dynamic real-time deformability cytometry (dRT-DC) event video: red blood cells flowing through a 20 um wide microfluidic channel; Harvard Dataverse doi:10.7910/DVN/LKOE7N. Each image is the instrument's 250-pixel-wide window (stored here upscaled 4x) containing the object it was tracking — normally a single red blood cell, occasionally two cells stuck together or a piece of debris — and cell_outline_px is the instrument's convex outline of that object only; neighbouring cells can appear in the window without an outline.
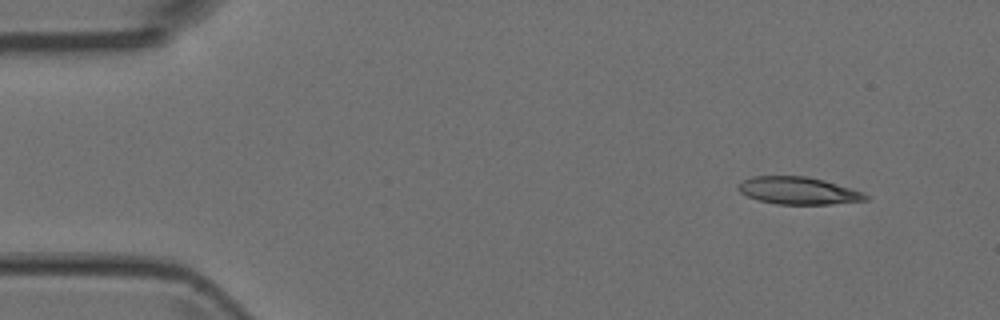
{"species": "Egyptian fruit bat (a non-hibernating species)", "species_latin": "Rousettus aegyptiacus", "temperature_condition": "room temperature", "stored_images_in_passage": 4, "camera_frame_rate_fps": 3000, "um_per_image_px": 0.085, "animal": {"sex": "female"}, "frame": {"image": 1, "passage_image": 1, "time_ms": 0.0, "image_size_px": [1000, 320], "cell_outline_px": [[872, 200], [832, 204], [776, 204], [760, 200], [748, 196], [740, 192], [736, 188], [744, 180], [752, 176], [804, 176], [824, 180], [864, 192]], "centroid_in_image_um": [67.91, 16.21], "position_along_channel_um": 17.1, "area_um2": 20.29}}
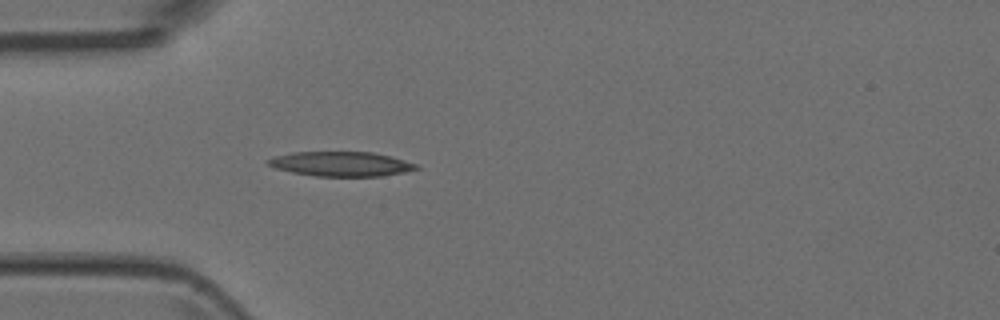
{"frame": {"image": 2, "passage_image": 4, "time_ms": 1.0, "image_size_px": [1000, 320], "cell_outline_px": [[420, 168], [404, 172], [380, 176], [316, 176], [292, 172], [276, 168], [268, 164], [264, 160], [276, 156], [292, 152], [372, 152], [392, 156], [420, 164]], "centroid_in_image_um": [29.03, 13.93], "position_along_channel_um": 56.0, "area_um2": 21.33}}